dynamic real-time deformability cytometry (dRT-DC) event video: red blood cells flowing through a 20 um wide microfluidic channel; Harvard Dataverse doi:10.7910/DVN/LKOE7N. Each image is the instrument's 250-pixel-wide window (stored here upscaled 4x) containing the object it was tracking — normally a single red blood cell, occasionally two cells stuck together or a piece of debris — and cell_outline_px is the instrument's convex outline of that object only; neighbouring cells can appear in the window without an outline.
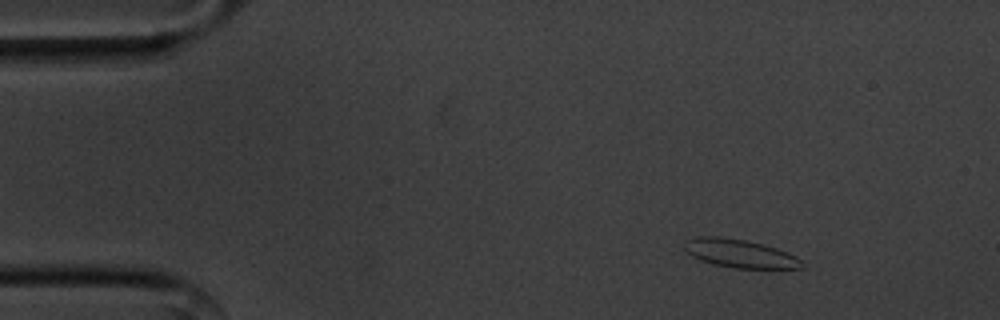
{"species": "common noctule bat (a hibernating species)", "species_latin": "Nyctalus noctula", "temperature_condition": "cold", "stored_images_in_passage": 12, "camera_frame_rate_fps": 3000, "um_per_image_px": 0.085, "animal": {"sex": "male", "body_mass_g": 20.1, "forearm_length_mm": 53.5}, "frame": {"image": 1, "passage_image": 2, "time_ms": 0.333, "image_size_px": [1000, 320], "cell_outline_px": [[804, 268], [732, 268], [712, 264], [700, 260], [692, 256], [684, 248], [684, 240], [696, 236], [720, 236], [744, 240], [764, 244], [776, 248], [796, 256], [800, 260]], "centroid_in_image_um": [62.83, 21.54], "position_along_channel_um": 22.2, "area_um2": 19.42}}